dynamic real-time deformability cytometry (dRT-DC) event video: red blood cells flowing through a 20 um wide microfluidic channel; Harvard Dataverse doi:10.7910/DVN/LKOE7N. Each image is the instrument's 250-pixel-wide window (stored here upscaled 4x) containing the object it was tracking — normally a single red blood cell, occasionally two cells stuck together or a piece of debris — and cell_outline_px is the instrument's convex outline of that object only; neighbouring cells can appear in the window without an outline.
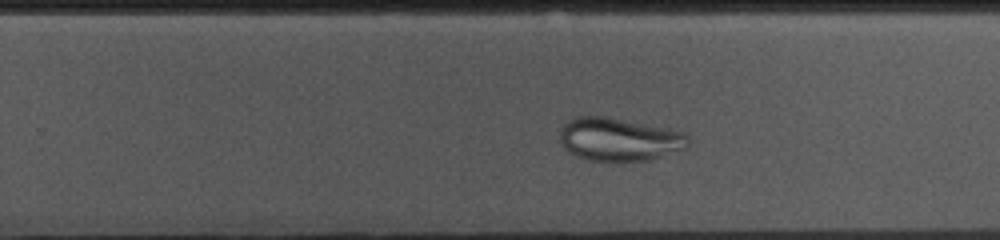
{"species": "common noctule bat (a hibernating species)", "species_latin": "Nyctalus noctula", "temperature_condition": "cold", "stored_images_in_passage": 40, "camera_frame_rate_fps": 3000, "um_per_image_px": 0.085, "animal": {"sex": "female", "body_mass_g": 10.0, "forearm_length_mm": 53.1}, "frame": {"image": 1, "passage_image": 29, "time_ms": 9.333, "image_size_px": [1000, 240], "cell_outline_px": [[688, 144], [684, 148], [648, 160], [588, 160], [576, 156], [568, 152], [560, 144], [560, 132], [564, 120], [576, 116], [604, 116], [668, 128], [684, 132], [688, 136]], "centroid_in_image_um": [52.55, 11.82], "position_along_channel_um": 277.2, "area_um2": 32.14}}